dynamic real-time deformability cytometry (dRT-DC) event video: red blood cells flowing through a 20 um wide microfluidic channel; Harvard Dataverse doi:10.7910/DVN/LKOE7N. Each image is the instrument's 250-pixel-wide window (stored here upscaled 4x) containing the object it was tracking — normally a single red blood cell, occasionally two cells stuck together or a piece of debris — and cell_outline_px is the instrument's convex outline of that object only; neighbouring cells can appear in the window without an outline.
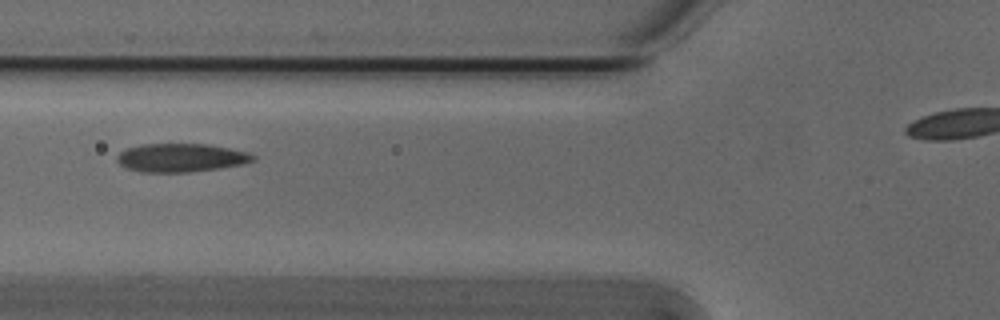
{"species": "Egyptian fruit bat (a non-hibernating species)", "species_latin": "Rousettus aegyptiacus", "temperature_condition": "cold", "stored_images_in_passage": 5, "camera_frame_rate_fps": 3000, "um_per_image_px": 0.085, "animal": {"sex": "male"}, "frame": {"image": 1, "passage_image": 2, "time_ms": 0.333, "image_size_px": [1000, 320], "cell_outline_px": [[256, 160], [244, 164], [220, 168], [192, 172], [140, 172], [128, 168], [120, 164], [116, 160], [116, 156], [120, 152], [128, 148], [140, 144], [208, 144], [248, 152], [256, 156]], "centroid_in_image_um": [15.4, 13.41], "position_along_channel_um": 110.4, "area_um2": 22.66}}
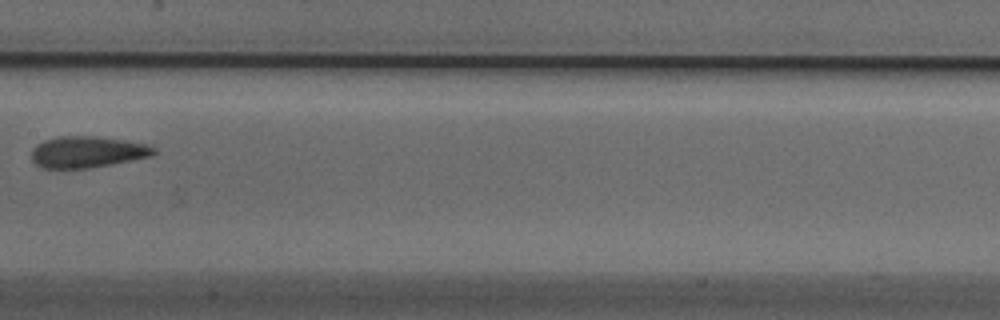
{"frame": {"image": 2, "passage_image": 4, "time_ms": 1.0, "image_size_px": [1000, 320], "cell_outline_px": [[156, 152], [152, 156], [112, 164], [88, 168], [44, 168], [36, 164], [32, 160], [32, 148], [36, 144], [44, 140], [60, 136], [96, 136], [124, 140], [144, 144], [156, 148]], "centroid_in_image_um": [7.41, 12.91], "position_along_channel_um": 200.0, "area_um2": 22.31}}
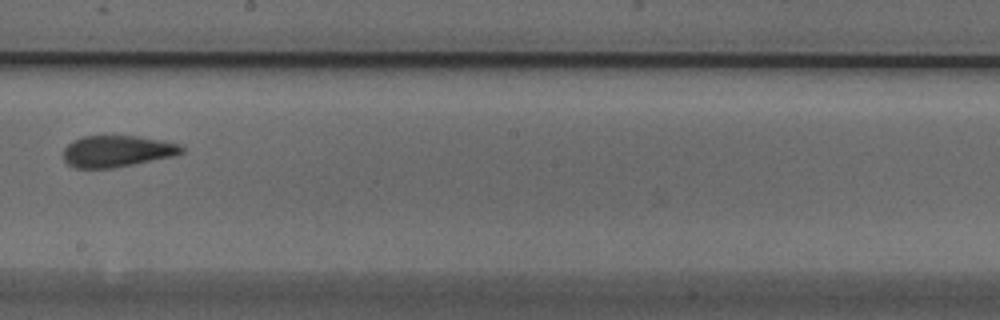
{"frame": {"image": 3, "passage_image": 5, "time_ms": 1.333, "image_size_px": [1000, 320], "cell_outline_px": [[184, 152], [176, 156], [112, 168], [76, 168], [68, 164], [64, 160], [64, 148], [72, 140], [84, 136], [140, 136], [164, 140], [180, 144], [184, 148]], "centroid_in_image_um": [9.99, 12.84], "position_along_channel_um": 238.2, "area_um2": 21.91}}